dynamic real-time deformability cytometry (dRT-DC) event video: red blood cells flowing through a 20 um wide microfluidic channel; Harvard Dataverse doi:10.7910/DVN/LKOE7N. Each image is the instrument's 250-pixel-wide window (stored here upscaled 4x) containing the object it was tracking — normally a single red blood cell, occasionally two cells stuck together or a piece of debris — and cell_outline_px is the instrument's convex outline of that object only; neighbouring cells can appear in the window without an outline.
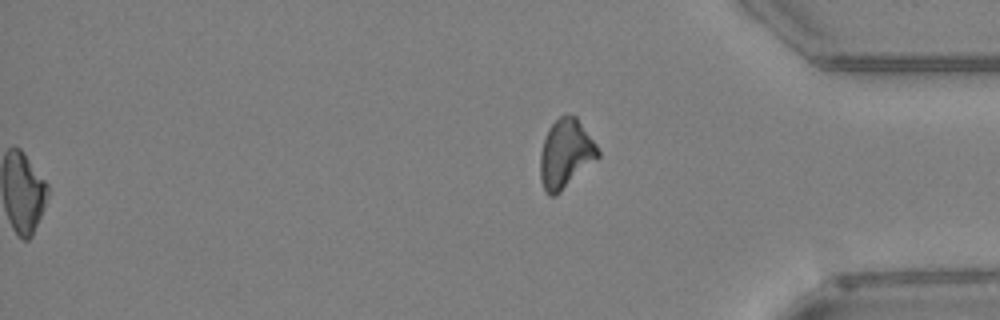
{"species": "Egyptian fruit bat (a non-hibernating species)", "species_latin": "Rousettus aegyptiacus", "temperature_condition": "warm", "stored_images_in_passage": 43, "segment_of_instrument_passage": [2, 2], "camera_frame_rate_fps": 3000, "um_per_image_px": 0.085, "animal": {"sex": "female"}, "frame": {"image": 1, "passage_image": 43, "time_ms": 14.0, "image_size_px": [1000, 320], "cell_outline_px": [[600, 156], [556, 196], [548, 196], [544, 192], [540, 180], [540, 152], [548, 128], [560, 116], [576, 116], [596, 144], [600, 152]], "centroid_in_image_um": [48.06, 13.11], "position_along_channel_um": 387.1, "area_um2": 23.12}}